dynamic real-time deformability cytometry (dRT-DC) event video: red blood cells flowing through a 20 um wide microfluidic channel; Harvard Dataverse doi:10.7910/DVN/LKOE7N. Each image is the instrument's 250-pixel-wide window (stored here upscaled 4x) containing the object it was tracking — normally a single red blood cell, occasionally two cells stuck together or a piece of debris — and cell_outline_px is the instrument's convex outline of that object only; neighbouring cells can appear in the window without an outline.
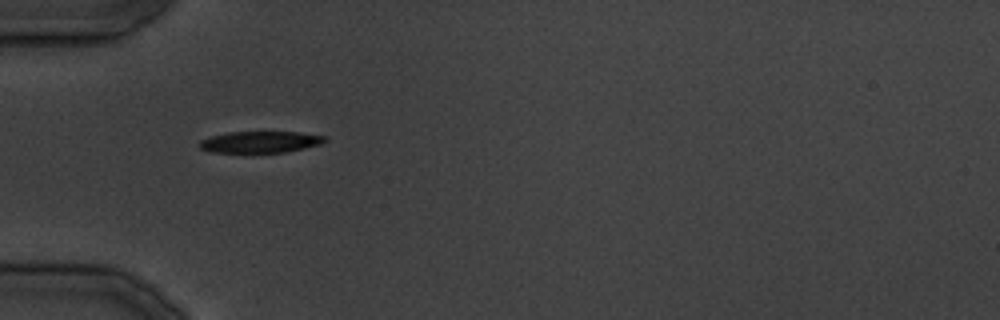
{"species": "common noctule bat (a hibernating species)", "species_latin": "Nyctalus noctula", "temperature_condition": "cold", "stored_images_in_passage": 24, "camera_frame_rate_fps": 3000, "um_per_image_px": 0.085, "animal": {"sex": "male", "body_mass_g": 19.5, "forearm_length_mm": 54.6}, "frame": {"image": 1, "passage_image": 1, "time_ms": 0.0, "image_size_px": [1000, 320], "cell_outline_px": [[328, 140], [320, 144], [304, 148], [284, 152], [212, 152], [200, 148], [200, 140], [212, 136], [228, 132], [300, 132], [328, 136]], "centroid_in_image_um": [22.17, 12.06], "position_along_channel_um": 62.8, "area_um2": 15.61}}
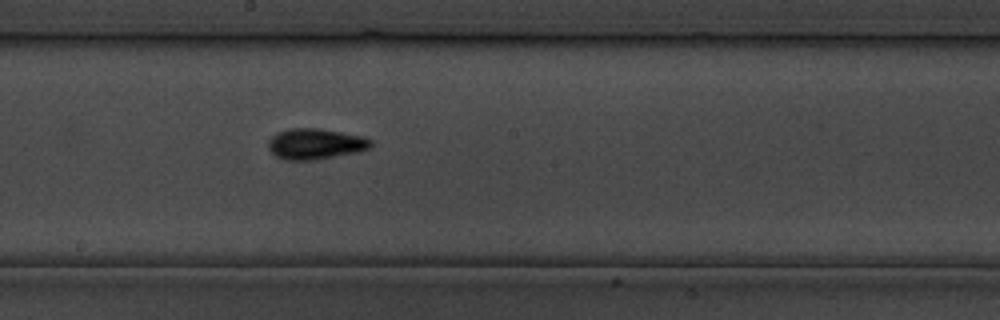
{"frame": {"image": 2, "passage_image": 9, "time_ms": 10.333, "image_size_px": [1000, 320], "cell_outline_px": [[372, 144], [368, 148], [356, 152], [316, 160], [284, 160], [276, 156], [268, 148], [268, 140], [276, 132], [288, 128], [316, 128], [364, 136], [372, 140]], "centroid_in_image_um": [26.77, 12.23], "position_along_channel_um": 221.4, "area_um2": 18.44}}
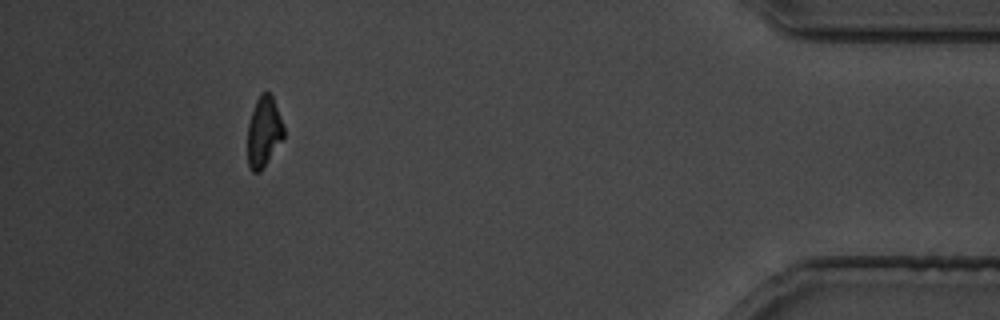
{"frame": {"image": 3, "passage_image": 22, "time_ms": 26.0, "image_size_px": [1000, 320], "cell_outline_px": [[284, 136], [260, 172], [252, 172], [248, 168], [248, 124], [256, 100], [260, 92], [268, 92], [272, 96], [284, 128]], "centroid_in_image_um": [22.4, 11.21], "position_along_channel_um": 412.8, "area_um2": 14.57}}